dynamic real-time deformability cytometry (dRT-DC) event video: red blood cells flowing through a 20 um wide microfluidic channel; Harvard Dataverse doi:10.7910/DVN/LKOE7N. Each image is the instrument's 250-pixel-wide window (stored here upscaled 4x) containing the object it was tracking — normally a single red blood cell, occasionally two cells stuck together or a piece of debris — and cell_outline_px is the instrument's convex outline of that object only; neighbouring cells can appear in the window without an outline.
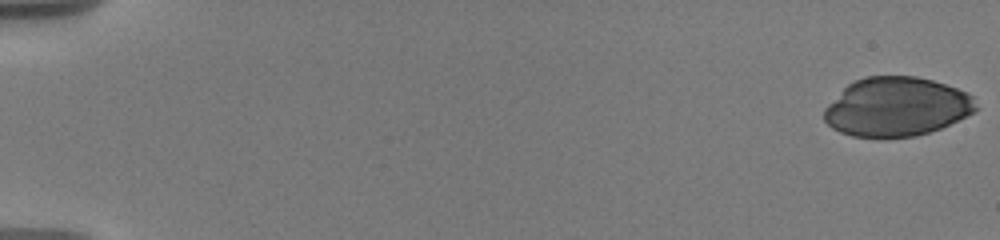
{"species": "human", "species_latin": "Homo sapiens", "temperature_condition": "warm", "stored_images_in_passage": 26, "camera_frame_rate_fps": 3000, "um_per_image_px": 0.085, "donor": {"sex": "male"}, "frame": {"image": 1, "passage_image": 1, "time_ms": 0.0, "image_size_px": [1000, 240], "cell_outline_px": [[980, 108], [976, 112], [940, 128], [916, 136], [888, 140], [880, 140], [852, 136], [840, 132], [832, 128], [824, 120], [824, 108], [848, 84], [864, 76], [916, 76], [932, 80], [968, 92], [972, 96]], "centroid_in_image_um": [76.21, 9.11], "position_along_channel_um": 8.8, "area_um2": 53.06}}
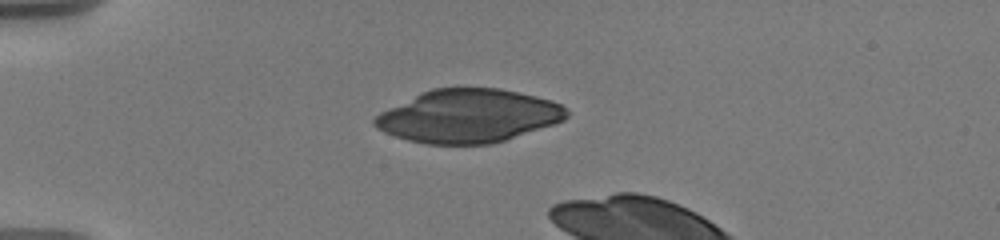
{"frame": {"image": 2, "passage_image": 17, "time_ms": 5.0, "image_size_px": [1000, 240], "cell_outline_px": [[568, 116], [564, 120], [556, 124], [504, 140], [488, 144], [428, 144], [408, 140], [384, 132], [376, 128], [372, 124], [372, 120], [380, 112], [420, 92], [432, 88], [500, 88], [536, 96], [552, 100], [568, 108]], "centroid_in_image_um": [39.82, 9.85], "position_along_channel_um": 45.2, "area_um2": 59.65}}